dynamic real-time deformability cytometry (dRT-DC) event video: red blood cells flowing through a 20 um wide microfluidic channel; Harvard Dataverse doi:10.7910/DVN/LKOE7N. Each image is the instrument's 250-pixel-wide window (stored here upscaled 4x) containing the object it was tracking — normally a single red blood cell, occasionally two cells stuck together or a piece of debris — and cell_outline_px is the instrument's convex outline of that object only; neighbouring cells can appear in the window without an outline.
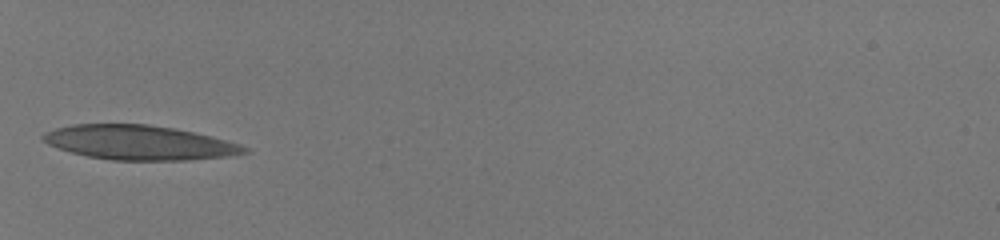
{"species": "human", "species_latin": "Homo sapiens", "temperature_condition": "room temperature", "stored_images_in_passage": 32, "camera_frame_rate_fps": 3000, "um_per_image_px": 0.085, "donor": {"sex": "male"}, "frame": {"image": 1, "passage_image": 1, "time_ms": 0.0, "image_size_px": [1000, 240], "cell_outline_px": [[248, 152], [228, 156], [192, 160], [112, 160], [88, 156], [72, 152], [48, 144], [40, 140], [40, 136], [56, 128], [72, 124], [148, 124], [176, 128], [212, 136], [240, 144], [248, 148]], "centroid_in_image_um": [11.85, 12.11], "position_along_channel_um": 73.1, "area_um2": 40.4}}
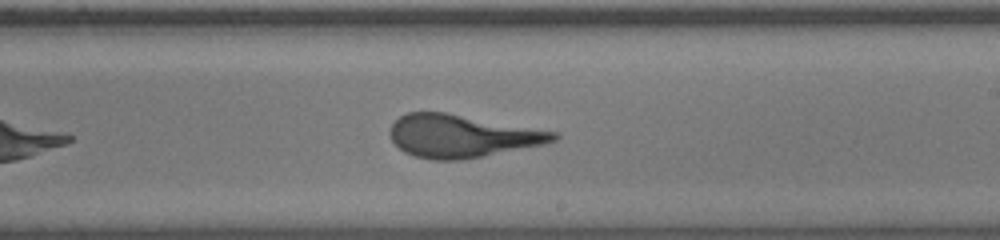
{"frame": {"image": 2, "passage_image": 15, "time_ms": 4.667, "image_size_px": [1000, 240], "cell_outline_px": [[560, 136], [556, 140], [544, 144], [464, 160], [432, 160], [416, 156], [404, 152], [392, 140], [388, 132], [392, 124], [400, 116], [408, 112], [444, 112], [560, 132]], "centroid_in_image_um": [39.27, 11.56], "position_along_channel_um": 249.7, "area_um2": 40.75}}
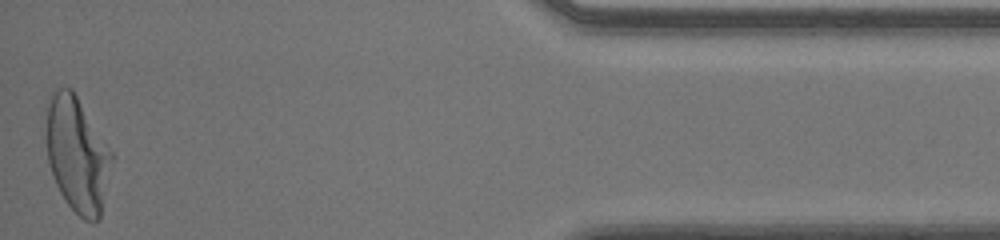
{"frame": {"image": 3, "passage_image": 32, "time_ms": 10.333, "image_size_px": [1000, 240], "cell_outline_px": [[116, 156], [100, 216], [92, 224], [84, 220], [64, 200], [56, 184], [48, 160], [44, 136], [48, 104], [52, 92], [56, 88], [72, 88]], "centroid_in_image_um": [6.59, 13.13], "position_along_channel_um": 428.6, "area_um2": 44.85}}